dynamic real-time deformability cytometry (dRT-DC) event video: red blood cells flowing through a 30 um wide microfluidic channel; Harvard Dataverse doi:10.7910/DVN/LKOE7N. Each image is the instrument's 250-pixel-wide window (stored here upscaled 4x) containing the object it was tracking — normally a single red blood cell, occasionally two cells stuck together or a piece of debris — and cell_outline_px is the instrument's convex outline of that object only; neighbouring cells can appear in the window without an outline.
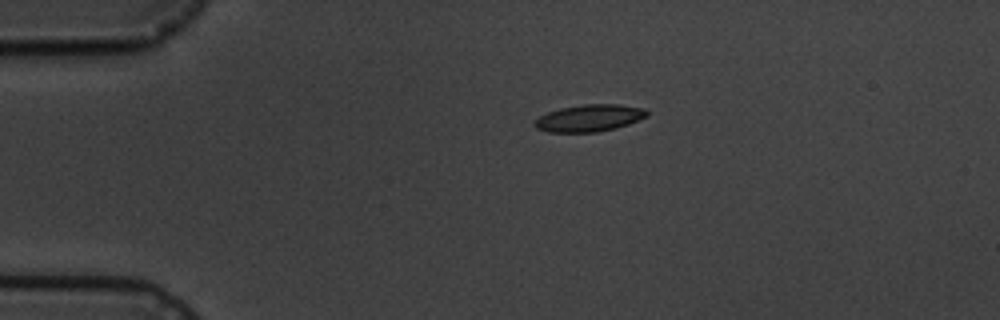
{"species": "common noctule bat (a hibernating species)", "species_latin": "Nyctalus noctula", "temperature_condition": "cold", "stored_images_in_passage": 9, "camera_frame_rate_fps": 3000, "um_per_image_px": 0.085, "animal": {"sex": "male", "body_mass_g": 19.5, "forearm_length_mm": 54.6}, "frame": {"image": 1, "passage_image": 1, "time_ms": 0.0, "image_size_px": [1000, 320], "cell_outline_px": [[648, 116], [628, 124], [616, 128], [596, 132], [548, 132], [536, 128], [532, 124], [540, 116], [548, 112], [560, 108], [584, 104], [620, 104], [644, 108], [648, 112]], "centroid_in_image_um": [50.1, 10.03], "position_along_channel_um": 34.9, "area_um2": 17.69}}
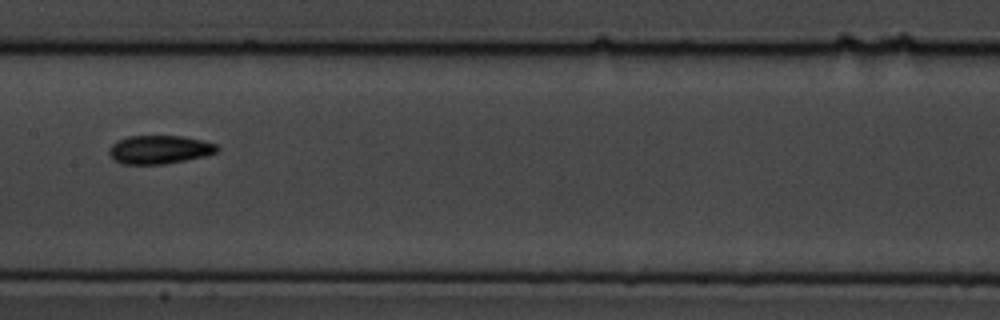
{"frame": {"image": 2, "passage_image": 6, "time_ms": 5.667, "image_size_px": [1000, 320], "cell_outline_px": [[220, 148], [216, 152], [204, 156], [164, 164], [120, 164], [112, 160], [108, 152], [108, 148], [116, 140], [128, 136], [180, 136], [200, 140], [216, 144]], "centroid_in_image_um": [13.48, 12.72], "position_along_channel_um": 193.9, "area_um2": 17.98}}
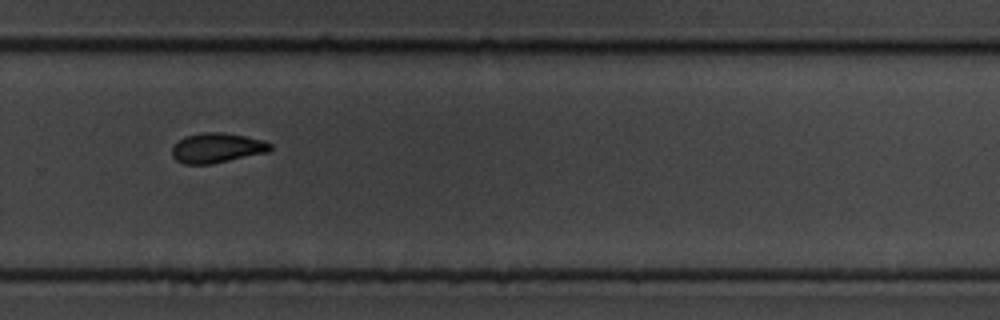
{"frame": {"image": 3, "passage_image": 9, "time_ms": 9.0, "image_size_px": [1000, 320], "cell_outline_px": [[272, 148], [268, 152], [212, 164], [184, 164], [176, 160], [172, 156], [172, 148], [184, 136], [204, 132], [224, 132], [264, 140], [272, 144]], "centroid_in_image_um": [18.45, 12.57], "position_along_channel_um": 311.3, "area_um2": 17.11}}